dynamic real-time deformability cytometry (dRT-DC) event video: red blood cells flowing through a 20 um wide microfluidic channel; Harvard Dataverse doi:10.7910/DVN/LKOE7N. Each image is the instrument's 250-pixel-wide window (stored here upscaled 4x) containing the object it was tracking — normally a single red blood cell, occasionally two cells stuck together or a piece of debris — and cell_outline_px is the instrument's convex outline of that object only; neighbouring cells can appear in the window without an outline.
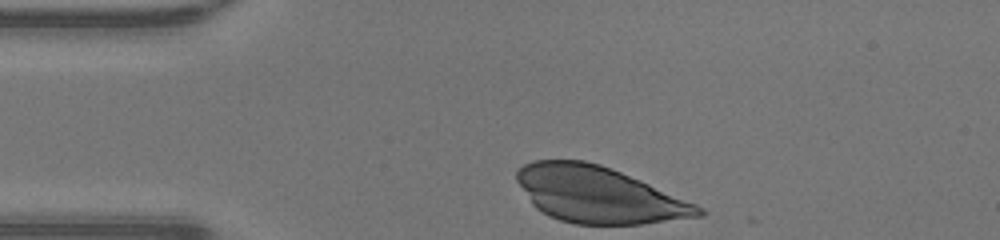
{"species": "human", "species_latin": "Homo sapiens", "temperature_condition": "warm", "stored_images_in_passage": 30, "camera_frame_rate_fps": 3000, "um_per_image_px": 0.085, "donor": {"sex": "male"}, "frame": {"image": 1, "passage_image": 1, "time_ms": 0.0, "image_size_px": [1000, 240], "cell_outline_px": [[704, 216], [640, 224], [572, 224], [548, 216], [536, 208], [532, 204], [516, 180], [516, 168], [532, 160], [584, 160], [600, 164], [640, 180], [696, 204], [704, 208]], "centroid_in_image_um": [50.84, 16.55], "position_along_channel_um": 34.2, "area_um2": 59.36}}